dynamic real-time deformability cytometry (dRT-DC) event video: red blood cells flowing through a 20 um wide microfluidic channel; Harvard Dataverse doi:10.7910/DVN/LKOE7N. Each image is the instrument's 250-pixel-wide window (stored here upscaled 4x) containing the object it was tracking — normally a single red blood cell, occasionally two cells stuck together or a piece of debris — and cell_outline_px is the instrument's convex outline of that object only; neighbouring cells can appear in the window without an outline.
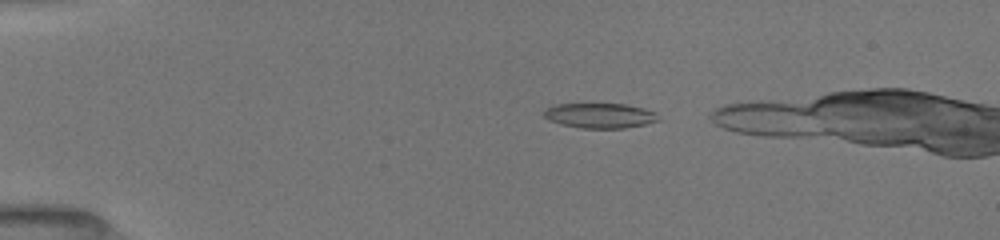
{"species": "common noctule bat (a hibernating species)", "species_latin": "Nyctalus noctula", "temperature_condition": "room temperature", "stored_images_in_passage": 14, "camera_frame_rate_fps": 3000, "um_per_image_px": 0.085, "animal": {"sex": "female", "body_mass_g": 19.5, "forearm_length_mm": 54.1}, "frame": {"image": 1, "passage_image": 5, "time_ms": 1.333, "image_size_px": [1000, 240], "cell_outline_px": [[660, 120], [644, 124], [624, 128], [580, 128], [560, 124], [548, 120], [544, 116], [544, 112], [548, 108], [556, 104], [628, 104], [644, 108], [656, 112]], "centroid_in_image_um": [51.01, 9.82], "position_along_channel_um": 34.0, "area_um2": 16.65}}
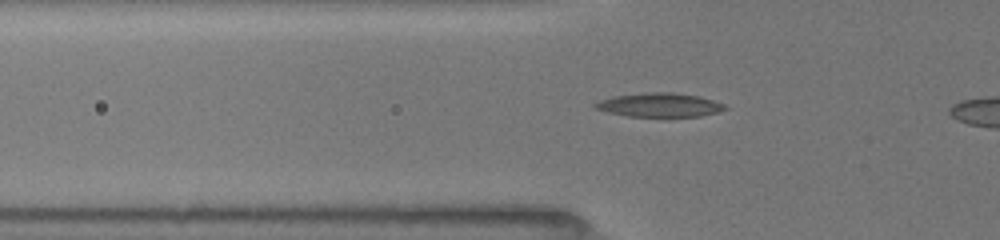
{"frame": {"image": 2, "passage_image": 12, "time_ms": 3.667, "image_size_px": [1000, 240], "cell_outline_px": [[728, 108], [716, 112], [700, 116], [628, 116], [608, 112], [596, 108], [592, 104], [600, 100], [612, 96], [644, 92], [672, 92], [700, 96], [724, 104]], "centroid_in_image_um": [56.04, 8.9], "position_along_channel_um": 69.8, "area_um2": 17.98}}